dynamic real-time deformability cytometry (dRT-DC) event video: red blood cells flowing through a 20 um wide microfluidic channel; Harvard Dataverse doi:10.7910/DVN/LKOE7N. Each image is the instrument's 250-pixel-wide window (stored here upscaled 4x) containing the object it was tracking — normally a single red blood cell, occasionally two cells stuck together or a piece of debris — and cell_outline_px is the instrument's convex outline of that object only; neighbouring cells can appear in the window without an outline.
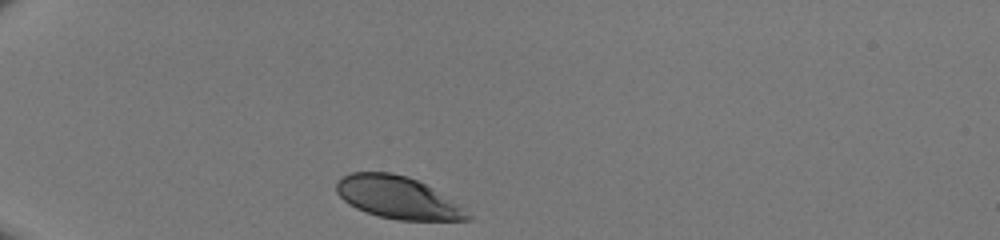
{"species": "human", "species_latin": "Homo sapiens", "temperature_condition": "room temperature", "stored_images_in_passage": 29, "camera_frame_rate_fps": 3000, "um_per_image_px": 0.085, "donor": {"sex": "male"}, "frame": {"image": 1, "passage_image": 1, "time_ms": 0.0, "image_size_px": [1000, 240], "cell_outline_px": [[472, 220], [396, 220], [380, 216], [356, 208], [348, 204], [336, 192], [336, 184], [340, 176], [352, 172], [392, 172], [408, 176], [432, 188], [456, 204], [472, 216]], "centroid_in_image_um": [33.74, 16.78], "position_along_channel_um": 51.3, "area_um2": 31.91}}
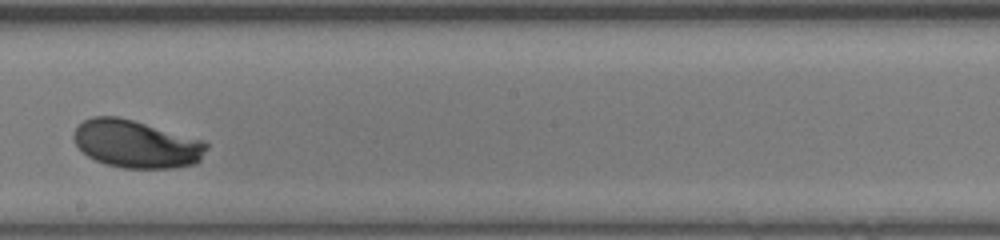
{"frame": {"image": 2, "passage_image": 17, "time_ms": 5.333, "image_size_px": [1000, 240], "cell_outline_px": [[208, 148], [200, 160], [196, 164], [176, 168], [124, 168], [104, 164], [88, 156], [76, 144], [72, 136], [76, 128], [84, 120], [92, 116], [116, 116], [132, 120], [204, 140], [208, 144]], "centroid_in_image_um": [11.6, 12.25], "position_along_channel_um": 236.6, "area_um2": 36.93}}
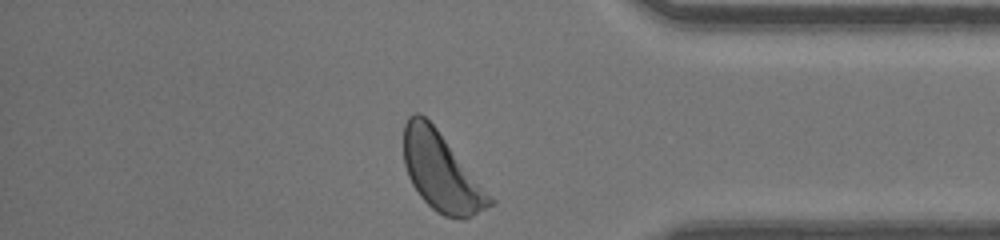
{"frame": {"image": 3, "passage_image": 29, "time_ms": 9.333, "image_size_px": [1000, 240], "cell_outline_px": [[496, 204], [464, 220], [444, 216], [436, 212], [420, 196], [412, 184], [408, 176], [404, 164], [404, 124], [408, 116], [412, 112], [420, 112], [436, 128], [496, 200]], "centroid_in_image_um": [37.53, 14.63], "position_along_channel_um": 397.7, "area_um2": 39.36}}